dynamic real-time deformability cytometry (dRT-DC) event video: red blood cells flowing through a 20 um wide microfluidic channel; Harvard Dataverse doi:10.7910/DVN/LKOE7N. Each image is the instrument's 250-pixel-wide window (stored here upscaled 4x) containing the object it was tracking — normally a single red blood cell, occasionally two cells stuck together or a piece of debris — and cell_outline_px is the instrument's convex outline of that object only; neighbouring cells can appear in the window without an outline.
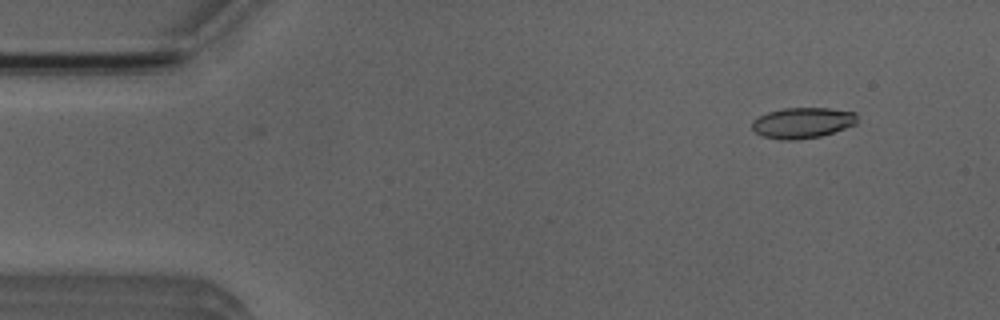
{"species": "Egyptian fruit bat (a non-hibernating species)", "species_latin": "Rousettus aegyptiacus", "temperature_condition": "room temperature", "stored_images_in_passage": 3, "camera_frame_rate_fps": 3000, "um_per_image_px": 0.085, "animal": {"sex": "male"}, "frame": {"image": 1, "passage_image": 1, "time_ms": 0.0, "image_size_px": [1000, 320], "cell_outline_px": [[856, 124], [820, 136], [796, 140], [780, 140], [764, 136], [756, 132], [752, 128], [752, 120], [768, 112], [784, 108], [828, 108], [856, 112]], "centroid_in_image_um": [68.2, 10.44], "position_along_channel_um": 16.8, "area_um2": 18.67}}